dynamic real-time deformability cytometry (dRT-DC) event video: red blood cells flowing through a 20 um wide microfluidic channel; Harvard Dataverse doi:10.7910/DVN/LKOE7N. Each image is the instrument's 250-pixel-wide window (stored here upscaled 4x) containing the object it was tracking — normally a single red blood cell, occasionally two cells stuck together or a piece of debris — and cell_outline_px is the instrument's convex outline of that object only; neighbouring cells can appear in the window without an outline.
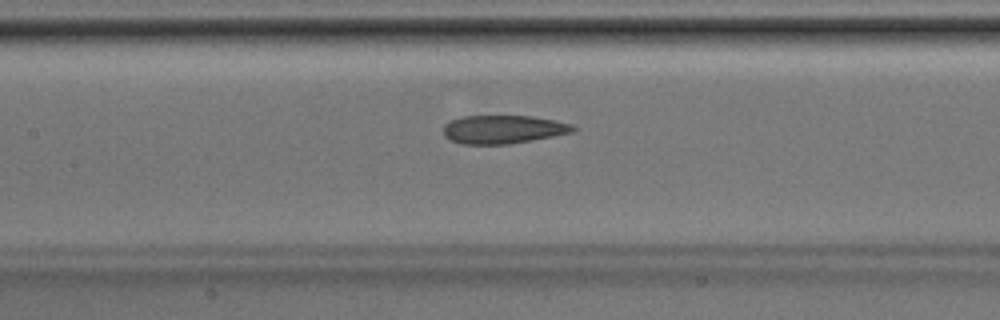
{"species": "Egyptian fruit bat (a non-hibernating species)", "species_latin": "Rousettus aegyptiacus", "temperature_condition": "room temperature", "stored_images_in_passage": 26, "camera_frame_rate_fps": 3000, "um_per_image_px": 0.085, "animal": {"sex": "male"}, "frame": {"image": 1, "passage_image": 12, "time_ms": 3.667, "image_size_px": [1000, 320], "cell_outline_px": [[576, 128], [572, 132], [532, 140], [508, 144], [464, 144], [452, 140], [444, 136], [444, 124], [460, 116], [532, 116], [572, 124]], "centroid_in_image_um": [42.74, 10.99], "position_along_channel_um": 164.7, "area_um2": 21.21}}
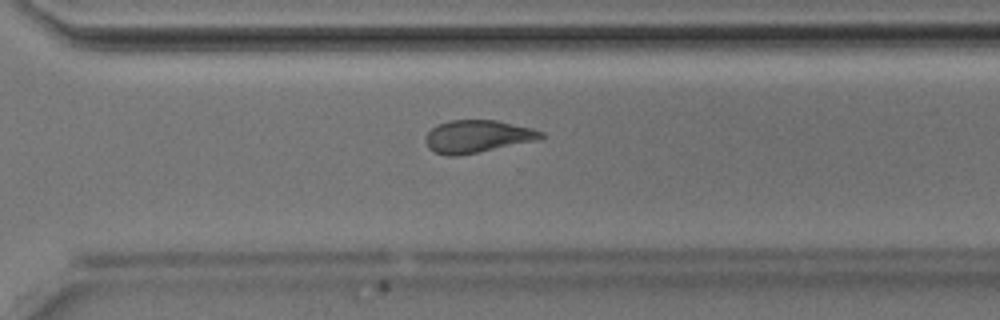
{"frame": {"image": 2, "passage_image": 22, "time_ms": 7.0, "image_size_px": [1000, 320], "cell_outline_px": [[544, 136], [540, 140], [460, 156], [448, 156], [436, 152], [428, 148], [424, 140], [424, 136], [436, 124], [448, 120], [496, 120], [532, 128], [544, 132]], "centroid_in_image_um": [40.57, 11.6], "position_along_channel_um": 330.0, "area_um2": 22.25}}